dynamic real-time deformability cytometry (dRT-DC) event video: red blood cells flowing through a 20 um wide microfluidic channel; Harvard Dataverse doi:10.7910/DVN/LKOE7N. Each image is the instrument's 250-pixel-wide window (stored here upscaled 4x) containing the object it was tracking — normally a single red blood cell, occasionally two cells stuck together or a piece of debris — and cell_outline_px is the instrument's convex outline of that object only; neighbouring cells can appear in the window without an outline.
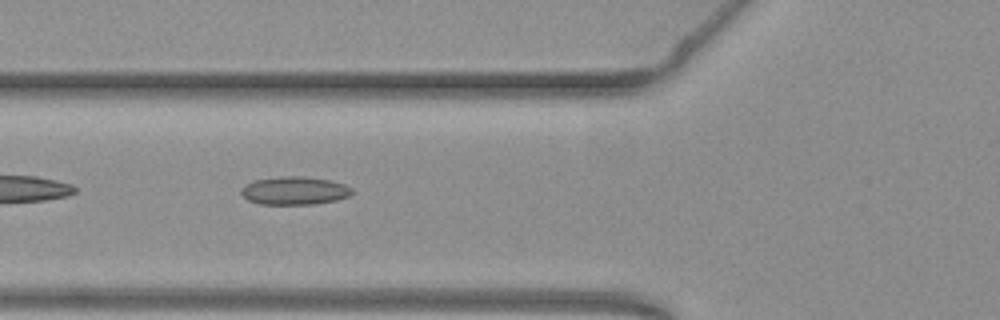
{"species": "common noctule bat (a hibernating species)", "species_latin": "Nyctalus noctula", "temperature_condition": "warm", "stored_images_in_passage": 39, "camera_frame_rate_fps": 3000, "um_per_image_px": 0.085, "animal": {"sex": "female", "body_mass_g": 19.3, "forearm_length_mm": 54.1}, "frame": {"image": 1, "passage_image": 5, "time_ms": 1.333, "image_size_px": [1000, 320], "cell_outline_px": [[352, 192], [348, 196], [336, 200], [312, 204], [260, 204], [248, 200], [240, 192], [240, 188], [244, 184], [252, 180], [284, 176], [300, 176], [328, 180], [344, 184], [352, 188]], "centroid_in_image_um": [24.98, 16.2], "position_along_channel_um": 100.8, "area_um2": 18.09}}
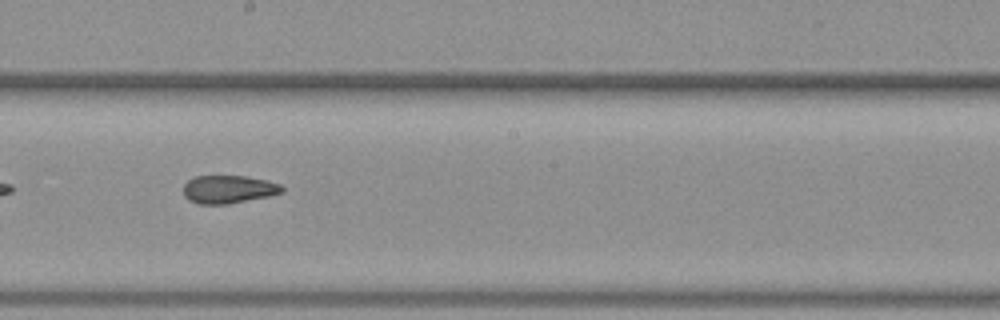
{"frame": {"image": 2, "passage_image": 15, "time_ms": 4.667, "image_size_px": [1000, 320], "cell_outline_px": [[284, 192], [268, 196], [228, 204], [200, 204], [188, 200], [184, 196], [184, 184], [188, 180], [196, 176], [244, 176], [264, 180], [280, 184], [284, 188]], "centroid_in_image_um": [19.4, 16.09], "position_along_channel_um": 228.8, "area_um2": 16.01}}
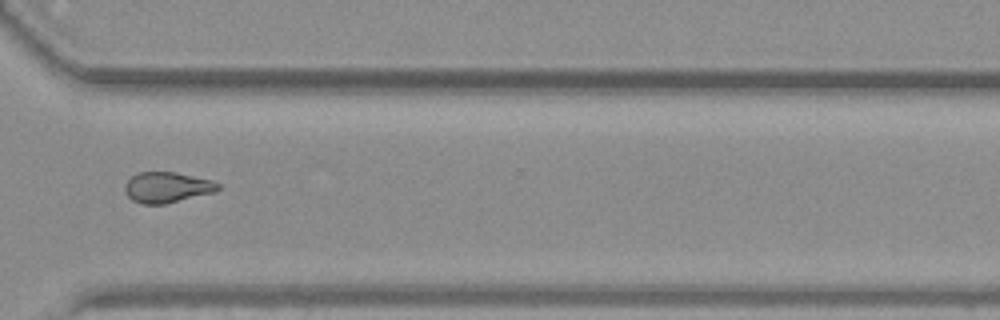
{"frame": {"image": 3, "passage_image": 25, "time_ms": 8.0, "image_size_px": [1000, 320], "cell_outline_px": [[220, 188], [212, 192], [164, 204], [140, 204], [132, 200], [124, 192], [124, 184], [132, 176], [140, 172], [176, 172], [212, 180], [220, 184]], "centroid_in_image_um": [14.15, 15.92], "position_along_channel_um": 356.4, "area_um2": 16.53}, "authors_computed_cell_mechanics": {"area_um2": 16.8776, "velocity_mm_per_s": 3.8273, "shape_relaxation_time_tau1_ms": null, "shape_relaxation_time_tau2_ms": 2.4895, "deformation_change_tau1": null, "deformation_change_tau2": 0.0842}}